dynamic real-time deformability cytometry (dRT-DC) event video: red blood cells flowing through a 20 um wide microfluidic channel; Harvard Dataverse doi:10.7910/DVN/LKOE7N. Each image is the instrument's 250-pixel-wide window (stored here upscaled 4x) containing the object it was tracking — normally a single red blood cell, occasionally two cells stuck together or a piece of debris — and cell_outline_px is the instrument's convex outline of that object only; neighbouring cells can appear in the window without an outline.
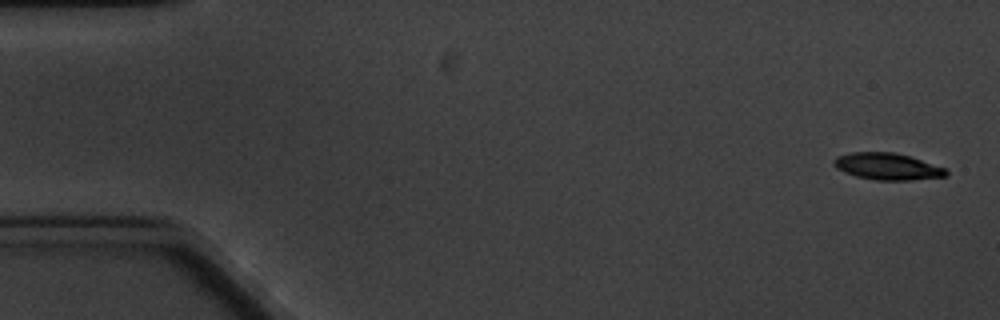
{"species": "common noctule bat (a hibernating species)", "species_latin": "Nyctalus noctula", "temperature_condition": "cold", "stored_images_in_passage": 5, "camera_frame_rate_fps": 3000, "um_per_image_px": 0.085, "animal": {"sex": "male", "body_mass_g": 20.1, "forearm_length_mm": 53.5}, "frame": {"image": 1, "passage_image": 1, "time_ms": 0.0, "image_size_px": [1000, 320], "cell_outline_px": [[948, 176], [912, 180], [876, 180], [856, 176], [844, 172], [836, 168], [832, 164], [832, 160], [836, 156], [852, 152], [892, 152], [908, 156], [948, 168]], "centroid_in_image_um": [75.43, 14.15], "position_along_channel_um": 9.6, "area_um2": 17.63}}
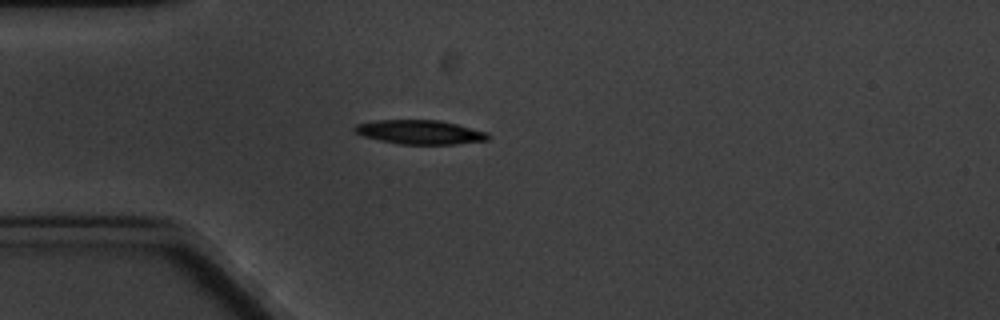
{"frame": {"image": 2, "passage_image": 5, "time_ms": 4.667, "image_size_px": [1000, 320], "cell_outline_px": [[488, 140], [456, 144], [400, 144], [380, 140], [364, 136], [356, 132], [352, 128], [356, 124], [376, 120], [440, 120], [488, 132]], "centroid_in_image_um": [35.69, 11.22], "position_along_channel_um": 49.3, "area_um2": 18.61}}